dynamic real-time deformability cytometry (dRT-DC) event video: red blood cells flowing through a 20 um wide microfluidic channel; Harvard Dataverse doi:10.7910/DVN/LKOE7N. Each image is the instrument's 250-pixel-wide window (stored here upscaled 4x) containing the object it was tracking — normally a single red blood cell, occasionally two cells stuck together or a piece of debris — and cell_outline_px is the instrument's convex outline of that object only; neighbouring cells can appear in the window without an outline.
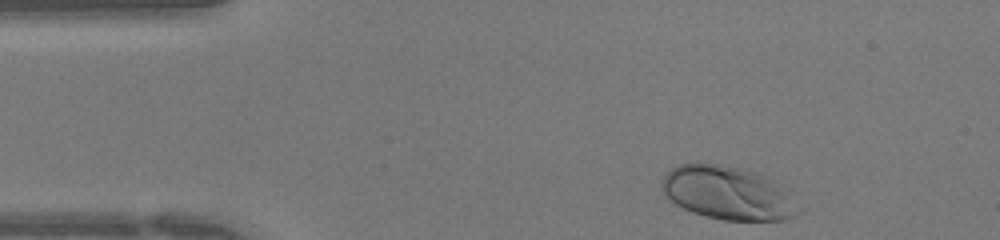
{"species": "human", "species_latin": "Homo sapiens", "temperature_condition": "warm", "stored_images_in_passage": 32, "camera_frame_rate_fps": 3000, "um_per_image_px": 0.085, "donor": {"sex": "female"}, "frame": {"image": 1, "passage_image": 1, "time_ms": 0.0, "image_size_px": [1000, 240], "cell_outline_px": [[808, 208], [804, 212], [784, 220], [724, 220], [692, 212], [676, 204], [664, 196], [660, 188], [660, 184], [664, 176], [672, 168], [680, 164], [696, 160], [720, 164], [740, 168], [756, 172], [772, 180]], "centroid_in_image_um": [61.9, 16.39], "position_along_channel_um": 23.1, "area_um2": 43.52}}
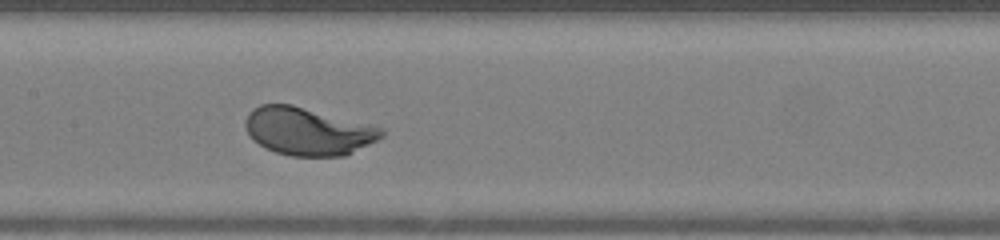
{"frame": {"image": 2, "passage_image": 16, "time_ms": 5.0, "image_size_px": [1000, 240], "cell_outline_px": [[384, 136], [344, 156], [292, 156], [276, 152], [264, 148], [252, 140], [244, 128], [244, 124], [248, 112], [252, 108], [260, 104], [292, 104], [384, 128]], "centroid_in_image_um": [26.11, 11.15], "position_along_channel_um": 181.3, "area_um2": 37.97}}
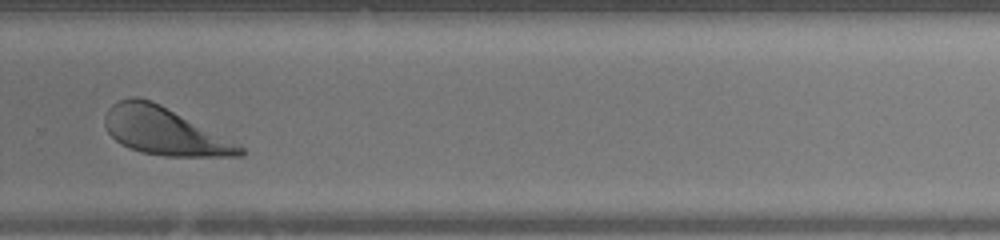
{"frame": {"image": 3, "passage_image": 25, "time_ms": 8.0, "image_size_px": [1000, 240], "cell_outline_px": [[244, 156], [164, 156], [140, 152], [128, 148], [120, 144], [108, 132], [104, 124], [104, 116], [108, 108], [112, 104], [120, 100], [132, 96], [136, 96], [152, 100], [160, 104], [244, 148]], "centroid_in_image_um": [13.88, 11.14], "position_along_channel_um": 315.9, "area_um2": 36.82}}